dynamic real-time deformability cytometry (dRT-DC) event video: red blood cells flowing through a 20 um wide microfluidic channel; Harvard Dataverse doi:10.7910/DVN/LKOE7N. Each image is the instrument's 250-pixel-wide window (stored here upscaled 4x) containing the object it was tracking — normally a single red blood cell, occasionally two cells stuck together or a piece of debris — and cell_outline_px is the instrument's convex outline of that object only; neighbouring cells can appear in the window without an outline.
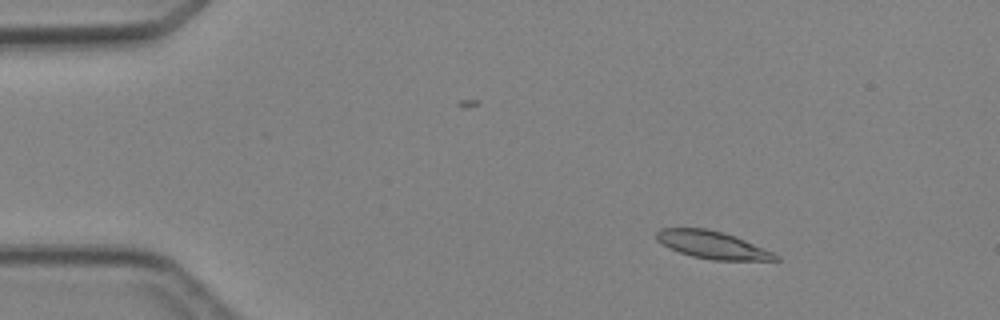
{"species": "Egyptian fruit bat (a non-hibernating species)", "species_latin": "Rousettus aegyptiacus", "temperature_condition": "cold", "stored_images_in_passage": 4, "camera_frame_rate_fps": 3000, "um_per_image_px": 0.085, "animal": {"sex": "female"}, "frame": {"image": 1, "passage_image": 2, "time_ms": 1.0, "image_size_px": [1000, 320], "cell_outline_px": [[780, 260], [712, 260], [692, 256], [680, 252], [656, 240], [656, 232], [660, 228], [708, 228], [736, 236], [776, 252], [780, 256]], "centroid_in_image_um": [60.62, 20.81], "position_along_channel_um": 24.4, "area_um2": 19.19}}
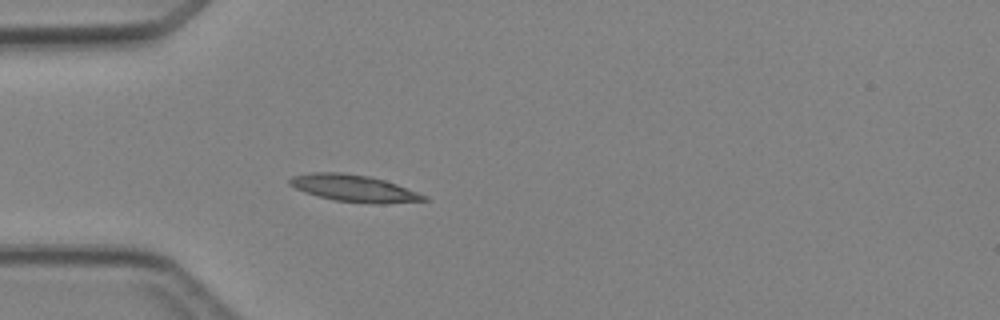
{"frame": {"image": 2, "passage_image": 4, "time_ms": 3.333, "image_size_px": [1000, 320], "cell_outline_px": [[432, 200], [384, 204], [380, 204], [336, 200], [304, 192], [288, 184], [288, 180], [292, 176], [312, 172], [344, 172], [372, 176], [396, 184], [428, 196]], "centroid_in_image_um": [30.12, 15.99], "position_along_channel_um": 54.9, "area_um2": 21.1}}